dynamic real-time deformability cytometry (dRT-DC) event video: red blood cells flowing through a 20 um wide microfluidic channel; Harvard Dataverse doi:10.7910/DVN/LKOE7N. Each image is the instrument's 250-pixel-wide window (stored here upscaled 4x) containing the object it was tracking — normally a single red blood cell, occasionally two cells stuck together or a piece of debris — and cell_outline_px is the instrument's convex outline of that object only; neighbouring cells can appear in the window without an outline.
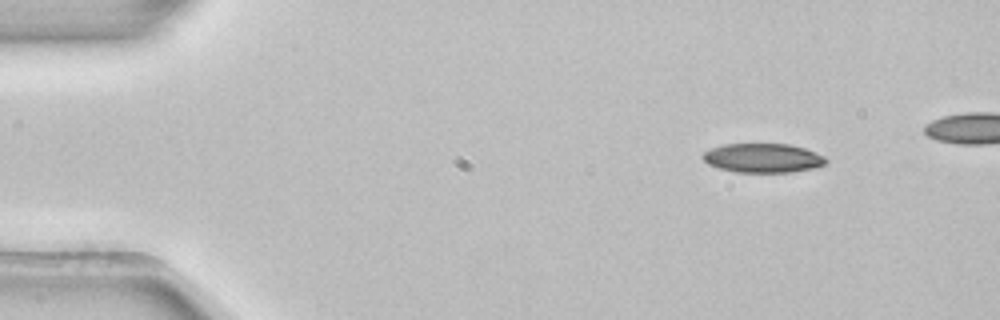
{"species": "common noctule bat (a hibernating species)", "species_latin": "Nyctalus noctula", "temperature_condition": "room temperature", "stored_images_in_passage": 4, "camera_frame_rate_fps": 3000, "um_per_image_px": 0.085, "animal": {"sex": "female", "body_mass_g": 22.7, "forearm_length_mm": 54.2}, "frame": {"image": 1, "passage_image": 1, "time_ms": 0.0, "image_size_px": [1000, 320], "cell_outline_px": [[828, 160], [824, 164], [816, 168], [792, 172], [736, 172], [716, 168], [708, 164], [700, 156], [704, 152], [712, 148], [724, 144], [788, 144], [804, 148], [824, 156]], "centroid_in_image_um": [64.83, 13.44], "position_along_channel_um": 20.2, "area_um2": 20.98}}